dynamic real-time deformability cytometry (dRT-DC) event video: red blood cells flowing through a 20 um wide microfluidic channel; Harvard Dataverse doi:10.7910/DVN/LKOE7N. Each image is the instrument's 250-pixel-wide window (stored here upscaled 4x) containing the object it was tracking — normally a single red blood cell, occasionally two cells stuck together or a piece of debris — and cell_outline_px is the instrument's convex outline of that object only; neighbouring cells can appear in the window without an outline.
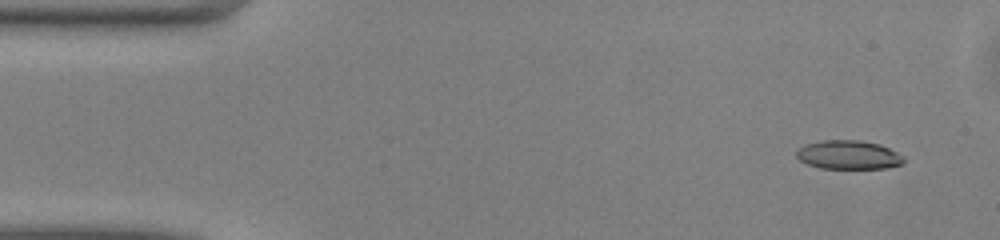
{"species": "common noctule bat (a hibernating species)", "species_latin": "Nyctalus noctula", "temperature_condition": "warm", "stored_images_in_passage": 47, "camera_frame_rate_fps": 3000, "um_per_image_px": 0.085, "animal": {"sex": "male", "body_mass_g": 13.0, "forearm_length_mm": 53.1}, "frame": {"image": 1, "passage_image": 1, "time_ms": 0.0, "image_size_px": [1000, 240], "cell_outline_px": [[904, 164], [888, 168], [820, 168], [808, 164], [800, 160], [796, 156], [796, 152], [804, 144], [824, 140], [860, 140], [880, 144], [904, 156]], "centroid_in_image_um": [72.14, 13.16], "position_along_channel_um": 12.9, "area_um2": 18.03}}
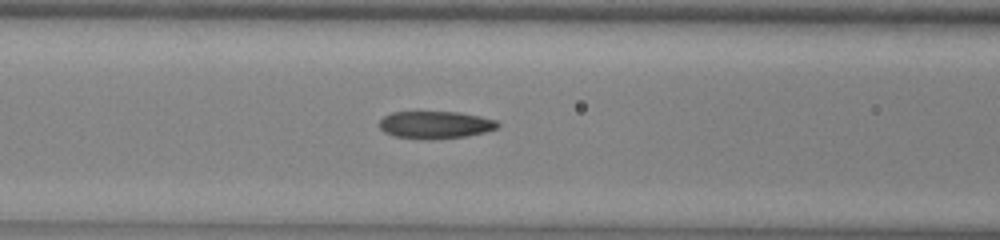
{"frame": {"image": 2, "passage_image": 17, "time_ms": 5.333, "image_size_px": [1000, 240], "cell_outline_px": [[500, 128], [468, 136], [432, 140], [396, 136], [384, 132], [380, 128], [380, 120], [384, 116], [392, 112], [460, 112], [480, 116], [496, 120], [500, 124]], "centroid_in_image_um": [37.05, 10.61], "position_along_channel_um": 129.6, "area_um2": 19.02}}
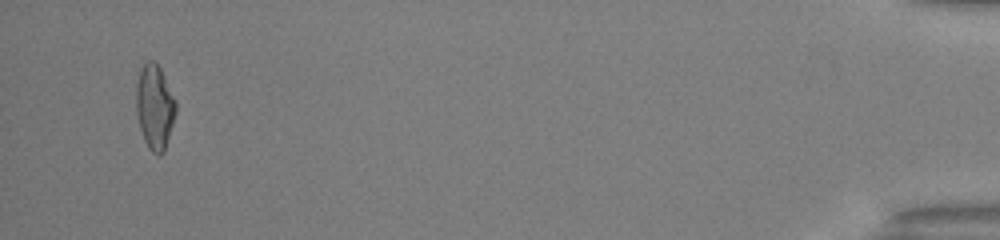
{"frame": {"image": 3, "passage_image": 45, "time_ms": 14.667, "image_size_px": [1000, 240], "cell_outline_px": [[176, 112], [164, 152], [160, 156], [152, 152], [148, 148], [144, 140], [140, 128], [136, 112], [136, 84], [140, 68], [148, 60], [152, 60], [160, 68], [176, 100]], "centroid_in_image_um": [13.14, 9.09], "position_along_channel_um": 422.1, "area_um2": 19.59}, "authors_computed_cell_mechanics": {"area_um2": 19.0162, "velocity_mm_per_s": 4.1311, "shape_relaxation_time_tau1_ms": 8.1658, "shape_relaxation_time_tau2_ms": 2.1399, "deformation_change_tau1": 0.2423, "deformation_change_tau2": 0.1046}}